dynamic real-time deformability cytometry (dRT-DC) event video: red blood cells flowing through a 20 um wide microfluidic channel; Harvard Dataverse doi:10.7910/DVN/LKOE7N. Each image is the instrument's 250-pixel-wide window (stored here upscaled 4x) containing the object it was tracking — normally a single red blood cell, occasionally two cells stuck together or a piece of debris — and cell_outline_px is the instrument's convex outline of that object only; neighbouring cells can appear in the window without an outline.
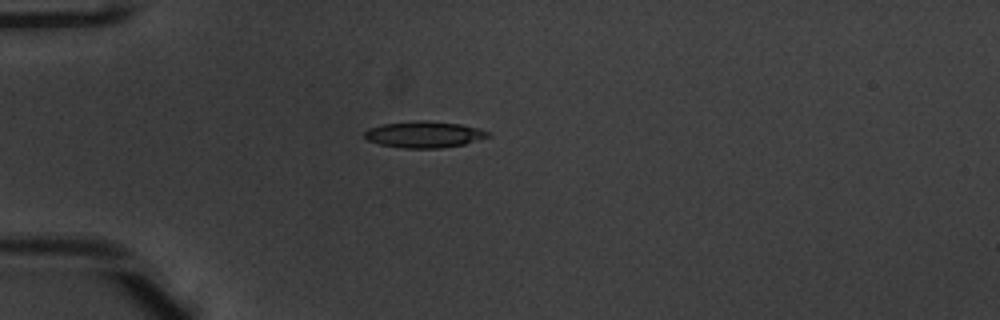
{"species": "common noctule bat (a hibernating species)", "species_latin": "Nyctalus noctula", "temperature_condition": "warm", "stored_images_in_passage": 48, "camera_frame_rate_fps": 3000, "um_per_image_px": 0.085, "animal": {"sex": "male", "body_mass_g": 20.1, "forearm_length_mm": 53.5}, "frame": {"image": 1, "passage_image": 11, "time_ms": 3.333, "image_size_px": [1000, 320], "cell_outline_px": [[492, 136], [464, 144], [440, 148], [404, 148], [380, 144], [368, 140], [364, 136], [364, 132], [368, 128], [384, 124], [416, 120], [424, 120], [460, 124], [476, 128], [488, 132]], "centroid_in_image_um": [36.04, 11.43], "position_along_channel_um": 49.0, "area_um2": 18.84}}
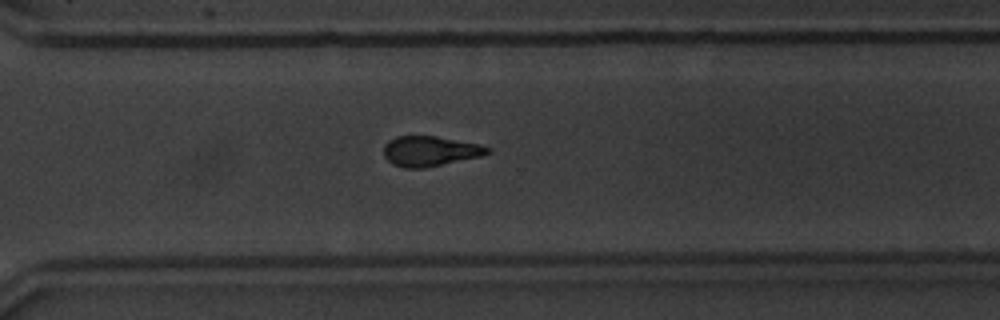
{"frame": {"image": 2, "passage_image": 34, "time_ms": 11.0, "image_size_px": [1000, 320], "cell_outline_px": [[492, 152], [484, 156], [424, 168], [404, 168], [392, 164], [384, 156], [384, 144], [388, 140], [396, 136], [436, 136], [480, 144], [488, 148]], "centroid_in_image_um": [36.56, 12.85], "position_along_channel_um": 334.0, "area_um2": 18.38}}
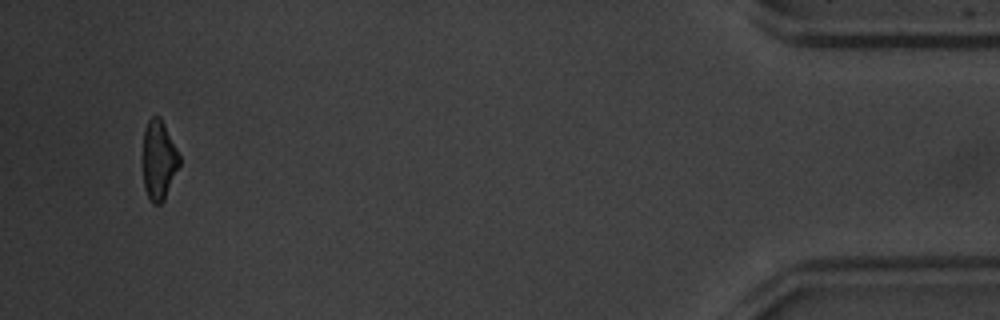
{"frame": {"image": 3, "passage_image": 46, "time_ms": 15.0, "image_size_px": [1000, 320], "cell_outline_px": [[180, 164], [164, 200], [160, 204], [152, 204], [144, 188], [144, 128], [148, 120], [152, 116], [160, 116], [180, 156]], "centroid_in_image_um": [13.5, 13.61], "position_along_channel_um": 421.7, "area_um2": 16.65}, "authors_computed_cell_mechanics": {"area_um2": 18.5538, "velocity_mm_per_s": 3.9564, "shape_relaxation_time_tau1_ms": 2.9203, "shape_relaxation_time_tau2_ms": 3.846, "deformation_change_tau1": 0.1569, "deformation_change_tau2": 0.1144}}